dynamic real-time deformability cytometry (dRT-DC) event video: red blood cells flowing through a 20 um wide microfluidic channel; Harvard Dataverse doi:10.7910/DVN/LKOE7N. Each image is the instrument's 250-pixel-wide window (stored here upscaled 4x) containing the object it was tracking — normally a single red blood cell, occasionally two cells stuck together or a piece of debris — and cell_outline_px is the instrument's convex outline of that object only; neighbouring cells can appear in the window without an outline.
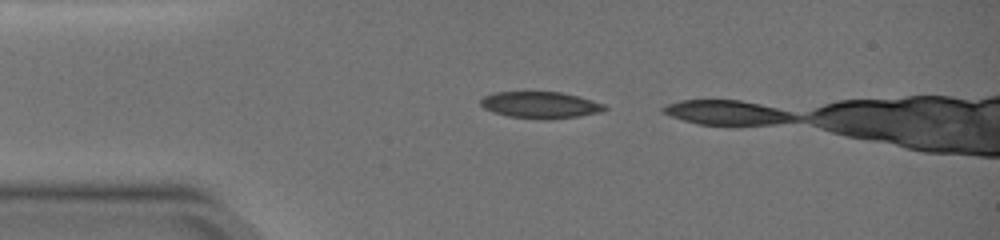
{"species": "common noctule bat (a hibernating species)", "species_latin": "Nyctalus noctula", "temperature_condition": "warm", "stored_images_in_passage": 3, "camera_frame_rate_fps": 3000, "um_per_image_px": 0.085, "animal": {"sex": "female", "body_mass_g": 19.0, "forearm_length_mm": 51.5}, "frame": {"image": 1, "passage_image": 1, "time_ms": 0.0, "image_size_px": [1000, 240], "cell_outline_px": [[608, 108], [604, 112], [580, 116], [552, 120], [544, 120], [508, 116], [492, 112], [484, 108], [480, 104], [480, 100], [484, 96], [492, 92], [560, 92], [592, 100], [604, 104]], "centroid_in_image_um": [45.94, 8.94], "position_along_channel_um": 39.1, "area_um2": 19.48}}